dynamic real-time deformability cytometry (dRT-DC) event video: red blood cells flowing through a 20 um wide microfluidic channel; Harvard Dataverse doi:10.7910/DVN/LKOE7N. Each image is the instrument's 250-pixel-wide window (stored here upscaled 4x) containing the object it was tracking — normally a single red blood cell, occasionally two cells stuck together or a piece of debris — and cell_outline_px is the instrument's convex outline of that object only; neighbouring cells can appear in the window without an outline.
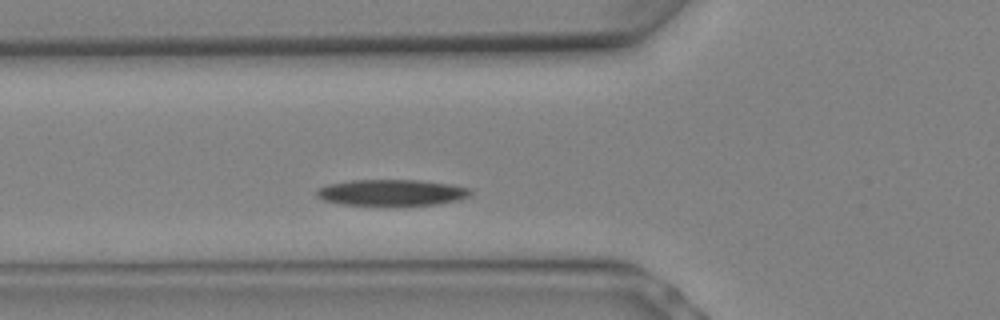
{"species": "Egyptian fruit bat (a non-hibernating species)", "species_latin": "Rousettus aegyptiacus", "temperature_condition": "warm", "stored_images_in_passage": 4, "camera_frame_rate_fps": 3000, "um_per_image_px": 0.085, "animal": {"sex": "female"}, "frame": {"image": 1, "passage_image": 4, "time_ms": 1.0, "image_size_px": [1000, 320], "cell_outline_px": [[472, 196], [460, 200], [436, 204], [396, 208], [340, 204], [324, 200], [316, 196], [316, 188], [328, 184], [348, 180], [420, 180], [448, 184], [468, 188], [472, 192]], "centroid_in_image_um": [33.27, 16.41], "position_along_channel_um": 92.5, "area_um2": 24.62}}